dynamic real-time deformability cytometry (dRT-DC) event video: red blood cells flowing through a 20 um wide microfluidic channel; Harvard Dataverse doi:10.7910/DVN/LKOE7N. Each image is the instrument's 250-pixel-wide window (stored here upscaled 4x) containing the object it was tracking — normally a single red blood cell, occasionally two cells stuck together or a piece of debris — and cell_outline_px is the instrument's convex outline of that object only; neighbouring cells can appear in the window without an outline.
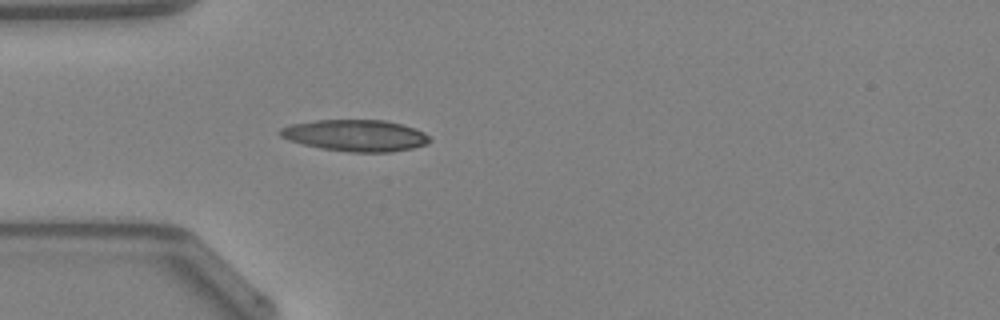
{"species": "Egyptian fruit bat (a non-hibernating species)", "species_latin": "Rousettus aegyptiacus", "temperature_condition": "warm", "stored_images_in_passage": 32, "camera_frame_rate_fps": 3000, "um_per_image_px": 0.085, "animal": {"sex": "female"}, "frame": {"image": 1, "passage_image": 5, "time_ms": 1.333, "image_size_px": [1000, 320], "cell_outline_px": [[432, 140], [428, 144], [412, 148], [392, 152], [348, 152], [320, 148], [288, 140], [280, 136], [280, 128], [292, 124], [316, 120], [384, 120], [400, 124], [424, 132]], "centroid_in_image_um": [30.23, 11.52], "position_along_channel_um": 54.8, "area_um2": 27.4}}
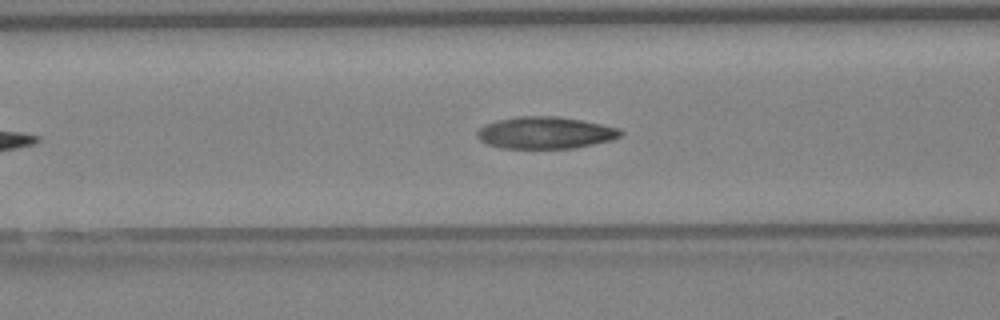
{"frame": {"image": 2, "passage_image": 10, "time_ms": 3.0, "image_size_px": [1000, 320], "cell_outline_px": [[624, 132], [620, 136], [612, 140], [572, 148], [500, 148], [488, 144], [480, 140], [476, 136], [476, 132], [484, 124], [496, 120], [520, 116], [556, 116], [580, 120], [620, 128]], "centroid_in_image_um": [46.32, 11.28], "position_along_channel_um": 120.3, "area_um2": 26.65}, "authors_computed_cell_mechanics": {"area_um2": 26.1256, "velocity_mm_per_s": 4.2761, "shape_relaxation_time_tau1_ms": 8.3003, "shape_relaxation_time_tau2_ms": 1.7339, "deformation_change_tau1": 0.28, "deformation_change_tau2": 0.0859}}